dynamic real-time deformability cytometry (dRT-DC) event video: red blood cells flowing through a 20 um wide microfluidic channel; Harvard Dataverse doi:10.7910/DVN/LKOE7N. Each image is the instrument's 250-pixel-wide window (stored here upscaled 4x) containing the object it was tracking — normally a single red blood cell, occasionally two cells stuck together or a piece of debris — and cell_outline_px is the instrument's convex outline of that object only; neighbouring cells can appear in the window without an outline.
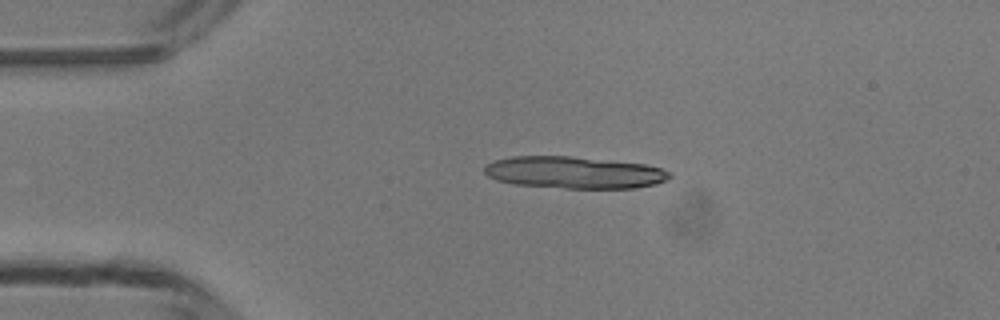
{"species": "common noctule bat (a hibernating species)", "species_latin": "Nyctalus noctula", "temperature_condition": "room temperature", "stored_images_in_passage": 39, "segment_of_instrument_passage": [1, 2], "camera_frame_rate_fps": 3000, "um_per_image_px": 0.085, "animal": {"sex": "male", "body_mass_g": 13.3}, "frame": {"image": 1, "passage_image": 1, "time_ms": 0.0, "image_size_px": [1000, 320], "cell_outline_px": [[672, 176], [668, 180], [656, 184], [636, 188], [564, 188], [516, 184], [496, 180], [488, 176], [484, 172], [484, 164], [496, 160], [512, 156], [572, 156], [644, 164], [660, 168], [668, 172]], "centroid_in_image_um": [48.79, 14.66], "position_along_channel_um": 36.2, "area_um2": 34.51}}